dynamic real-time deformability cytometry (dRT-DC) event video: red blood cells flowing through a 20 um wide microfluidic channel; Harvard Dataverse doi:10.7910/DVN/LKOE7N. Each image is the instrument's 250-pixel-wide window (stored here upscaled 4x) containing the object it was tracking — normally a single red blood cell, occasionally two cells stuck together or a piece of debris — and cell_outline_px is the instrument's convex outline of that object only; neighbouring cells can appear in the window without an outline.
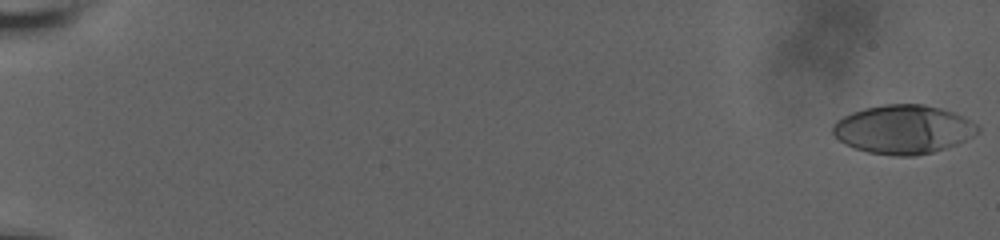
{"species": "human", "species_latin": "Homo sapiens", "temperature_condition": "room temperature", "stored_images_in_passage": 60, "camera_frame_rate_fps": 3000, "um_per_image_px": 0.085, "donor": {"sex": "male"}, "frame": {"image": 1, "passage_image": 1, "time_ms": 0.0, "image_size_px": [1000, 240], "cell_outline_px": [[980, 132], [956, 144], [932, 152], [916, 156], [896, 156], [868, 152], [844, 144], [832, 132], [832, 124], [836, 120], [852, 112], [864, 108], [884, 104], [924, 104], [940, 108], [964, 116], [976, 124], [980, 128]], "centroid_in_image_um": [76.77, 10.99], "position_along_channel_um": 8.2, "area_um2": 41.15}}
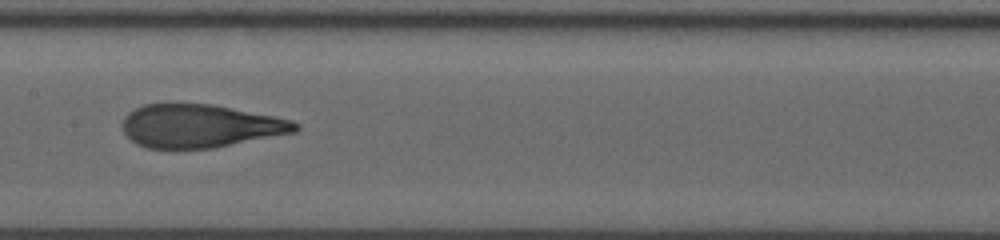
{"frame": {"image": 2, "passage_image": 34, "time_ms": 11.0, "image_size_px": [1000, 240], "cell_outline_px": [[300, 128], [296, 132], [212, 148], [148, 148], [136, 144], [124, 132], [124, 116], [128, 112], [144, 104], [212, 104], [292, 120], [300, 124]], "centroid_in_image_um": [17.02, 10.71], "position_along_channel_um": 190.4, "area_um2": 43.12}}
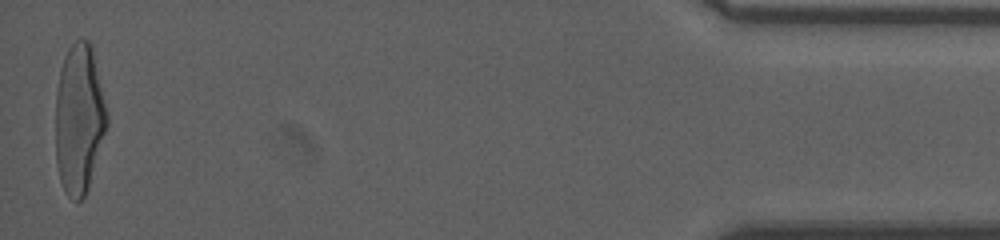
{"frame": {"image": 3, "passage_image": 60, "time_ms": 19.667, "image_size_px": [1000, 240], "cell_outline_px": [[108, 124], [88, 188], [84, 196], [80, 200], [72, 200], [68, 196], [60, 180], [56, 164], [56, 92], [60, 68], [64, 56], [68, 48], [76, 40], [88, 40], [92, 44], [108, 112]], "centroid_in_image_um": [6.73, 10.07], "position_along_channel_um": 428.5, "area_um2": 45.08}, "authors_computed_cell_mechanics": {"area_um2": 43.4367, "velocity_mm_per_s": 3.6668, "shape_relaxation_time_tau1_ms": 5.3348, "shape_relaxation_time_tau2_ms": 0.9023, "deformation_change_tau1": 0.2401, "deformation_change_tau2": 0.0947}}